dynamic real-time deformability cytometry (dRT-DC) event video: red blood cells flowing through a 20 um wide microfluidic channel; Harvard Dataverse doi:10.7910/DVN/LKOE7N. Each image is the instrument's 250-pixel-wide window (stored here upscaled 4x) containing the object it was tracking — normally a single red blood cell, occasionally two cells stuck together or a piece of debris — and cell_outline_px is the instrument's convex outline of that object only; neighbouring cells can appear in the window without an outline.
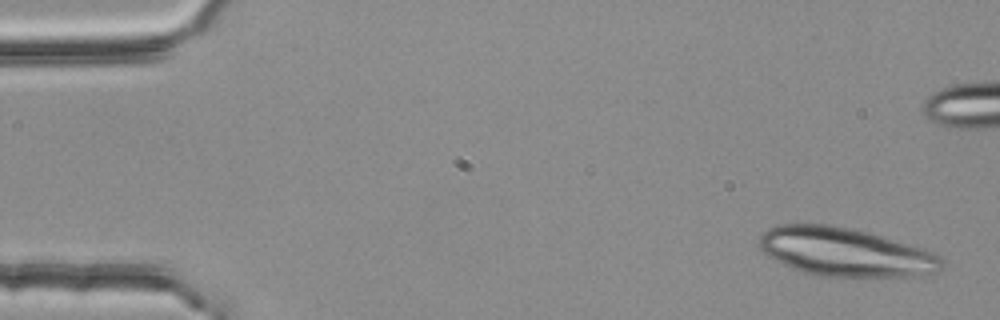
{"species": "common noctule bat (a hibernating species)", "species_latin": "Nyctalus noctula", "temperature_condition": "room temperature", "stored_images_in_passage": 3, "camera_frame_rate_fps": 3000, "um_per_image_px": 0.085, "animal": {"sex": "female", "body_mass_g": 25.1}, "frame": {"image": 1, "passage_image": 1, "time_ms": 0.0, "image_size_px": [1000, 320], "cell_outline_px": [[944, 264], [940, 272], [912, 276], [820, 276], [804, 272], [784, 264], [760, 252], [760, 236], [768, 228], [776, 224], [828, 224], [868, 232], [936, 252], [944, 260]], "centroid_in_image_um": [71.87, 21.42], "position_along_channel_um": 13.1, "area_um2": 51.56}}